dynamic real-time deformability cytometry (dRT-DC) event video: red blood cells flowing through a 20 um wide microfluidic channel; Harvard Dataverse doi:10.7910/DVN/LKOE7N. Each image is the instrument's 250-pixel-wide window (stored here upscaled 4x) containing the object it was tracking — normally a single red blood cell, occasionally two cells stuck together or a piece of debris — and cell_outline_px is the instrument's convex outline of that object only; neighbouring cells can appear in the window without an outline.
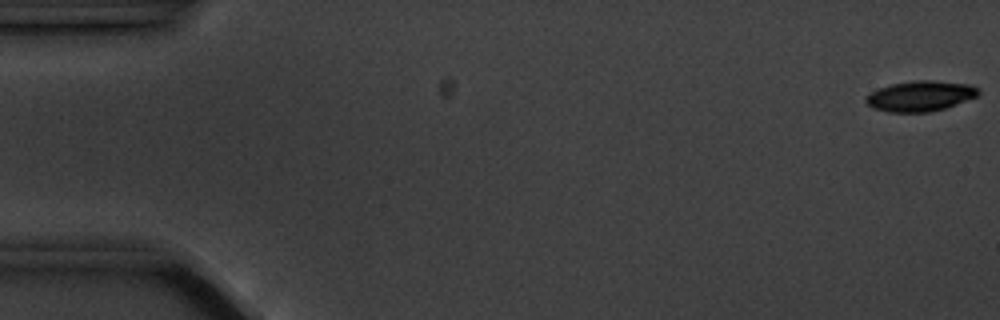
{"species": "common noctule bat (a hibernating species)", "species_latin": "Nyctalus noctula", "temperature_condition": "cold", "stored_images_in_passage": 22, "camera_frame_rate_fps": 3000, "um_per_image_px": 0.085, "animal": {"sex": "male", "body_mass_g": 20.1, "forearm_length_mm": 53.5}, "frame": {"image": 1, "passage_image": 1, "time_ms": 0.0, "image_size_px": [1000, 320], "cell_outline_px": [[980, 92], [976, 96], [956, 104], [944, 108], [928, 112], [888, 112], [872, 108], [864, 100], [864, 96], [868, 92], [892, 84], [912, 80], [932, 80], [972, 84], [980, 88]], "centroid_in_image_um": [78.2, 8.15], "position_along_channel_um": 6.8, "area_um2": 20.11}}
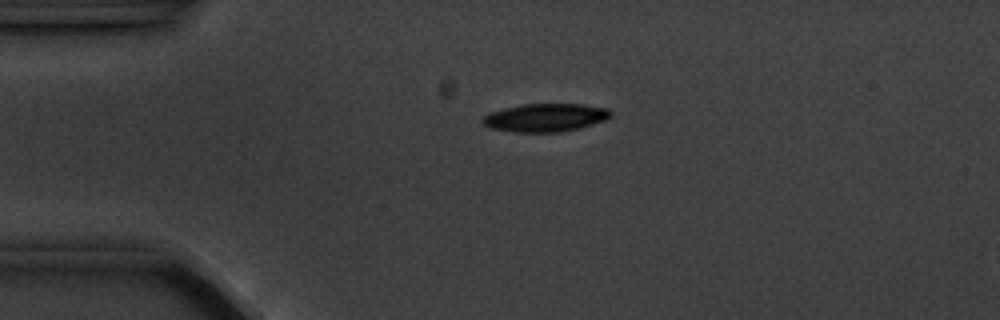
{"frame": {"image": 2, "passage_image": 13, "time_ms": 1670.667, "image_size_px": [1000, 320], "cell_outline_px": [[612, 116], [608, 120], [580, 128], [560, 132], [512, 132], [488, 128], [480, 120], [488, 112], [520, 104], [580, 104], [608, 108], [612, 112]], "centroid_in_image_um": [46.35, 10.0], "position_along_channel_um": 38.6, "area_um2": 21.39}}